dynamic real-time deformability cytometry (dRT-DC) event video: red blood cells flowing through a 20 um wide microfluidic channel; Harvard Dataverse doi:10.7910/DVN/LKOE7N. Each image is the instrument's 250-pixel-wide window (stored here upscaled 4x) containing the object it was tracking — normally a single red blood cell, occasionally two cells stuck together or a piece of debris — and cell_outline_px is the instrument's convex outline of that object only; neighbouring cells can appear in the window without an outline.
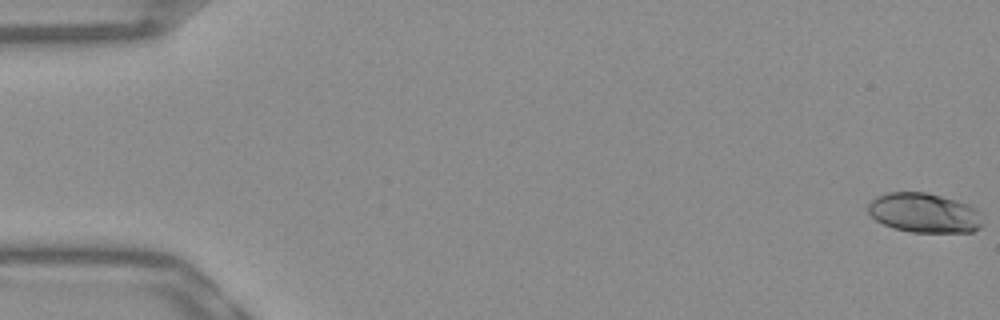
{"species": "Egyptian fruit bat (a non-hibernating species)", "species_latin": "Rousettus aegyptiacus", "temperature_condition": "warm", "stored_images_in_passage": 47, "camera_frame_rate_fps": 3000, "um_per_image_px": 0.085, "frame": {"image": 1, "passage_image": 1, "time_ms": 0.0, "image_size_px": [1000, 320], "cell_outline_px": [[984, 224], [980, 228], [972, 232], [912, 232], [892, 228], [876, 220], [868, 212], [868, 204], [876, 196], [888, 192], [924, 192], [940, 196], [968, 204], [976, 212]], "centroid_in_image_um": [78.52, 18.1], "position_along_channel_um": 6.5, "area_um2": 26.18}}
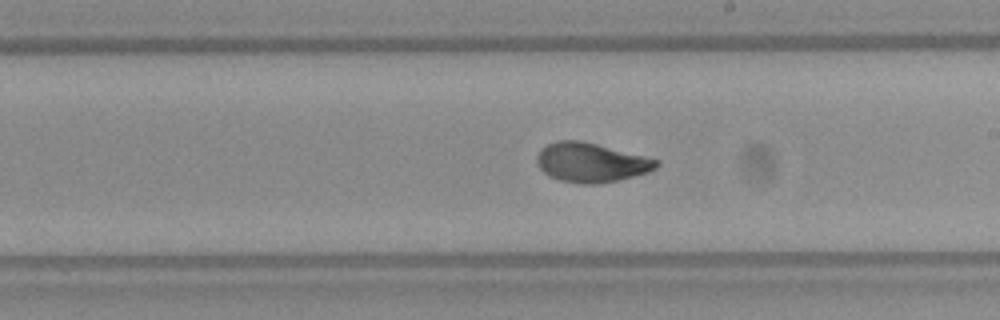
{"frame": {"image": 2, "passage_image": 31, "time_ms": 10.0, "image_size_px": [1000, 320], "cell_outline_px": [[660, 164], [656, 168], [648, 172], [616, 180], [596, 184], [580, 184], [560, 180], [548, 176], [540, 168], [536, 160], [536, 156], [540, 148], [548, 144], [560, 140], [580, 140], [660, 160]], "centroid_in_image_um": [50.21, 13.81], "position_along_channel_um": 238.8, "area_um2": 27.22}}
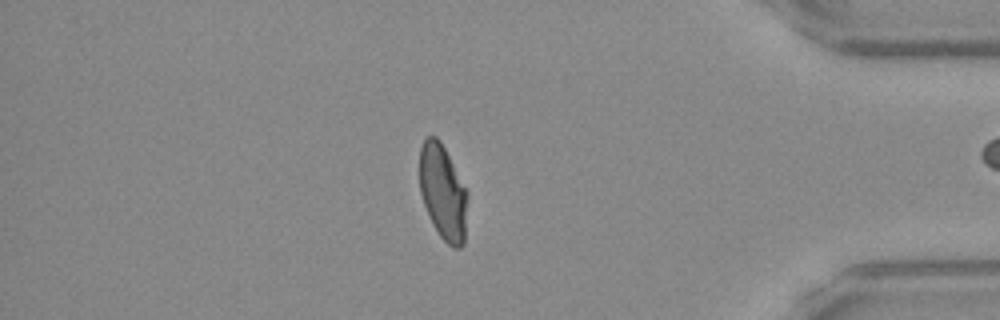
{"frame": {"image": 3, "passage_image": 46, "time_ms": 15.0, "image_size_px": [1000, 320], "cell_outline_px": [[468, 196], [464, 244], [460, 248], [452, 248], [440, 236], [432, 224], [424, 204], [420, 192], [420, 148], [424, 140], [428, 136], [436, 136], [440, 140], [468, 192]], "centroid_in_image_um": [37.66, 16.36], "position_along_channel_um": 397.5, "area_um2": 26.59}}